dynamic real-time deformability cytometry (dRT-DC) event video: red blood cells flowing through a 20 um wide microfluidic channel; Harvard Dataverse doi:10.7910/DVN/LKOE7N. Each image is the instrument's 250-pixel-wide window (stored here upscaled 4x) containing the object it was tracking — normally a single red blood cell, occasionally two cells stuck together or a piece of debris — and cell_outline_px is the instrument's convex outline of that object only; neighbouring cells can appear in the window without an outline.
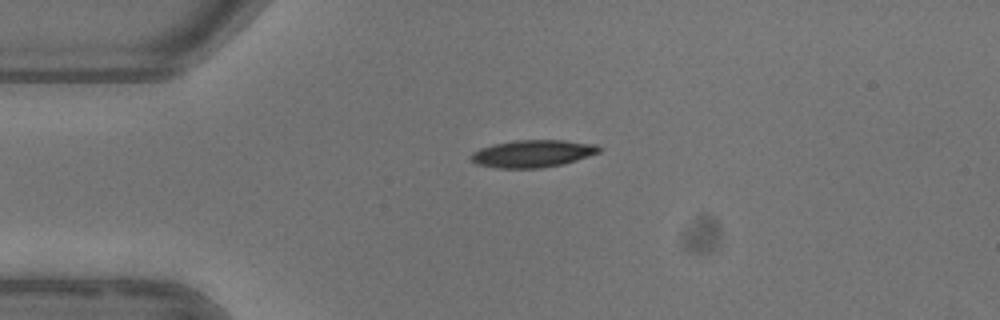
{"species": "common noctule bat (a hibernating species)", "species_latin": "Nyctalus noctula", "temperature_condition": "warm", "stored_images_in_passage": 1, "camera_frame_rate_fps": 3000, "um_per_image_px": 0.085, "animal": {"sex": "female"}, "frame": {"image": 1, "passage_image": 1, "time_ms": 0.0, "image_size_px": [1000, 320], "cell_outline_px": [[600, 152], [564, 164], [540, 168], [496, 168], [476, 164], [468, 156], [472, 152], [480, 148], [492, 144], [516, 140], [564, 140], [596, 144], [600, 148]], "centroid_in_image_um": [45.24, 13.05], "position_along_channel_um": 39.8, "area_um2": 20.52}}